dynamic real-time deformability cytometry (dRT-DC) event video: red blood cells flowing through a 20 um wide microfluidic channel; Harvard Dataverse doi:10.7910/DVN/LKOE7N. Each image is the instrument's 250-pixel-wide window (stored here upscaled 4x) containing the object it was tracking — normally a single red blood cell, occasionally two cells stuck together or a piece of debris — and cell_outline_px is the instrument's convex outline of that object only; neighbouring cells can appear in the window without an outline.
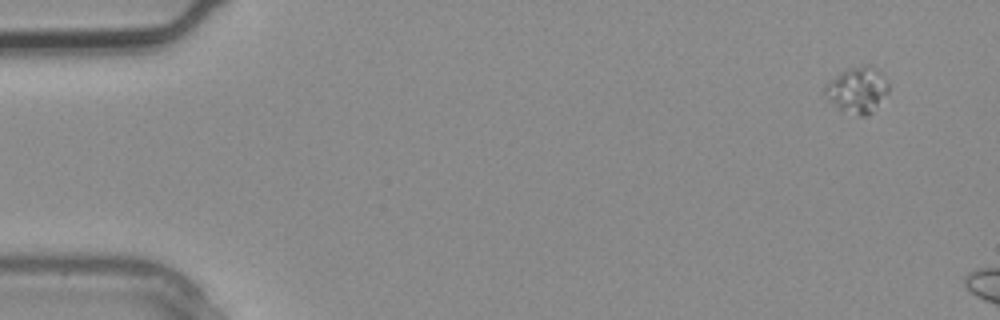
{"species": "common noctule bat (a hibernating species)", "species_latin": "Nyctalus noctula", "temperature_condition": "warm", "stored_images_in_passage": 3, "camera_frame_rate_fps": 3000, "um_per_image_px": 0.085, "animal": {"sex": "male", "body_mass_g": 20.4}, "frame": {"image": 1, "passage_image": 1, "time_ms": 0.0, "image_size_px": [1000, 320], "cell_outline_px": [[888, 92], [872, 112], [868, 116], [856, 116], [840, 108], [828, 100], [824, 92], [824, 88], [836, 76], [848, 68], [868, 64], [880, 72], [888, 84]], "centroid_in_image_um": [72.89, 7.65], "position_along_channel_um": 12.1, "area_um2": 16.59}}